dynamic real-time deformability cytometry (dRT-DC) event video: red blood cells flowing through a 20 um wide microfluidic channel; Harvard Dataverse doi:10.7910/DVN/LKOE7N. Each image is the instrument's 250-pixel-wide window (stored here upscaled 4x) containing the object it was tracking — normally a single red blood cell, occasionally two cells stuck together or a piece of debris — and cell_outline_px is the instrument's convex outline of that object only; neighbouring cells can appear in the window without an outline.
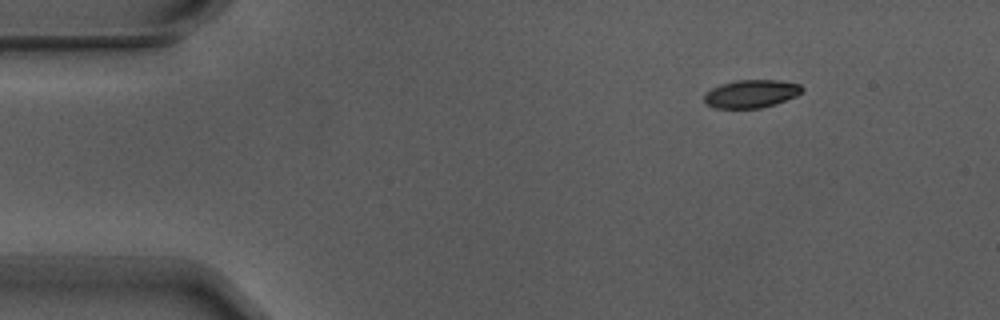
{"species": "Egyptian fruit bat (a non-hibernating species)", "species_latin": "Rousettus aegyptiacus", "temperature_condition": "warm", "stored_images_in_passage": 4, "camera_frame_rate_fps": 3000, "um_per_image_px": 0.085, "animal": {"sex": "male"}, "frame": {"image": 1, "passage_image": 1, "time_ms": 0.0, "image_size_px": [1000, 320], "cell_outline_px": [[804, 92], [796, 96], [776, 104], [760, 108], [716, 108], [704, 104], [704, 92], [720, 84], [736, 80], [776, 80], [800, 84], [804, 88]], "centroid_in_image_um": [63.84, 7.97], "position_along_channel_um": 21.2, "area_um2": 16.18}}
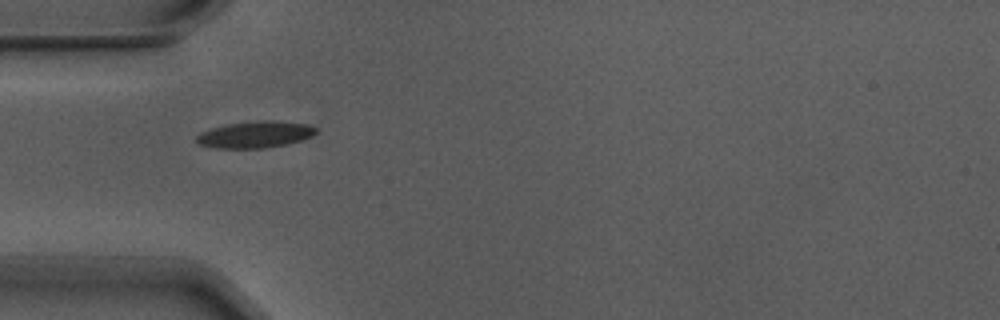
{"frame": {"image": 2, "passage_image": 3, "time_ms": 0.667, "image_size_px": [1000, 320], "cell_outline_px": [[316, 132], [312, 136], [288, 144], [264, 148], [216, 148], [200, 144], [196, 140], [196, 136], [200, 132], [212, 128], [228, 124], [264, 120], [272, 120], [308, 124], [316, 128]], "centroid_in_image_um": [21.7, 11.43], "position_along_channel_um": 63.3, "area_um2": 18.38}}
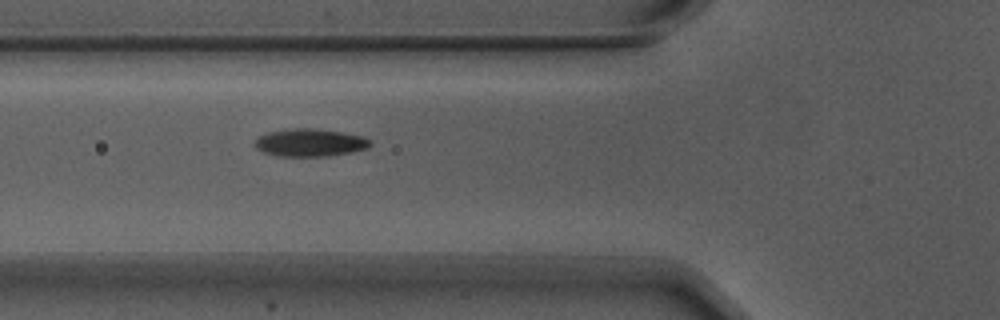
{"frame": {"image": 3, "passage_image": 4, "time_ms": 1.0, "image_size_px": [1000, 320], "cell_outline_px": [[372, 144], [368, 148], [328, 156], [280, 156], [264, 152], [256, 148], [256, 140], [260, 136], [268, 132], [292, 128], [312, 128], [340, 132], [364, 136], [372, 140]], "centroid_in_image_um": [26.38, 12.12], "position_along_channel_um": 99.4, "area_um2": 18.44}}